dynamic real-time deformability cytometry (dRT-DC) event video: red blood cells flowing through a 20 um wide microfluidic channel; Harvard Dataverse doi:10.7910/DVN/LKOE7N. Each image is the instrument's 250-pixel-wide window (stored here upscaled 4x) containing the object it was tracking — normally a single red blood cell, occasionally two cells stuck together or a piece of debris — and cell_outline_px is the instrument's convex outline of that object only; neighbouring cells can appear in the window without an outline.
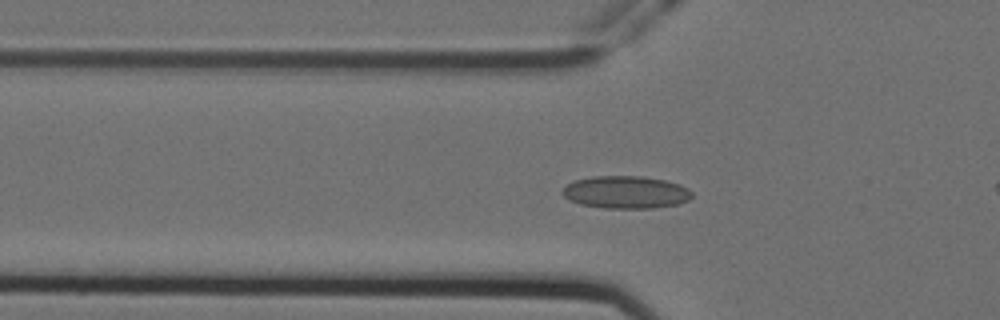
{"species": "Egyptian fruit bat (a non-hibernating species)", "species_latin": "Rousettus aegyptiacus", "temperature_condition": "cold", "stored_images_in_passage": 52, "camera_frame_rate_fps": 3000, "um_per_image_px": 0.085, "animal": {"sex": "female"}, "frame": {"image": 1, "passage_image": 19, "time_ms": 6.0, "image_size_px": [1000, 320], "cell_outline_px": [[692, 196], [688, 200], [676, 204], [652, 208], [604, 208], [580, 204], [568, 200], [560, 192], [568, 184], [576, 180], [592, 176], [640, 176], [664, 180], [680, 184], [688, 188], [692, 192]], "centroid_in_image_um": [53.18, 16.34], "position_along_channel_um": 72.6, "area_um2": 24.51}}
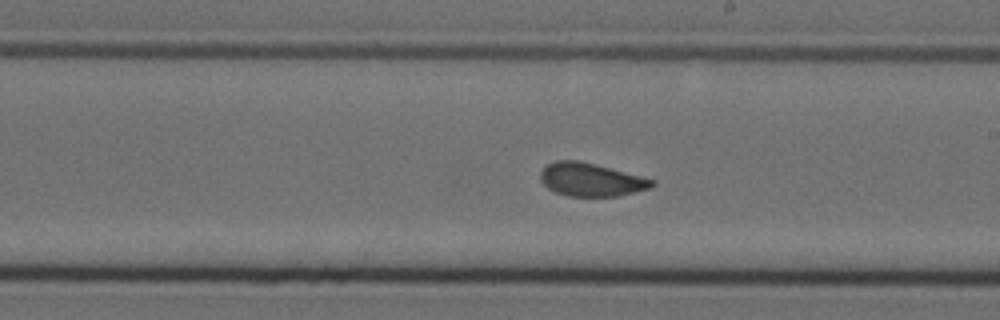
{"frame": {"image": 2, "passage_image": 33, "time_ms": 10.667, "image_size_px": [1000, 320], "cell_outline_px": [[656, 184], [652, 188], [616, 196], [568, 196], [556, 192], [548, 188], [540, 180], [540, 172], [548, 164], [556, 160], [580, 160], [596, 164], [656, 180]], "centroid_in_image_um": [50.25, 15.26], "position_along_channel_um": 238.7, "area_um2": 21.62}}
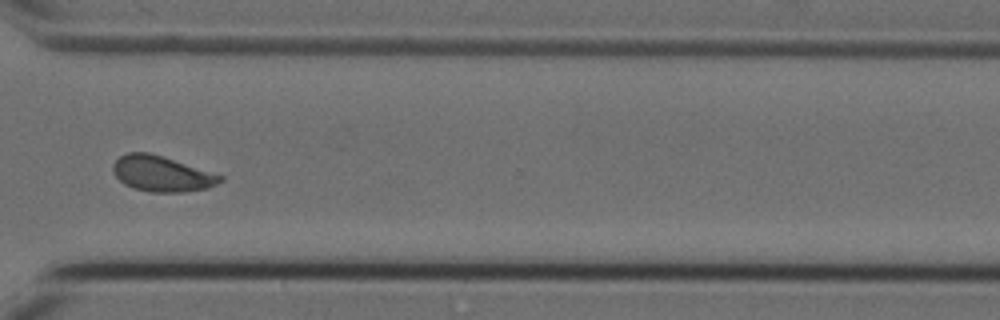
{"frame": {"image": 3, "passage_image": 43, "time_ms": 14.0, "image_size_px": [1000, 320], "cell_outline_px": [[224, 180], [208, 188], [184, 192], [152, 192], [132, 188], [124, 184], [116, 176], [112, 168], [112, 164], [120, 156], [128, 152], [148, 152], [164, 156], [224, 176]], "centroid_in_image_um": [13.75, 14.76], "position_along_channel_um": 356.8, "area_um2": 22.31}, "authors_computed_cell_mechanics": {"area_um2": 22.3686, "velocity_mm_per_s": 3.5448, "shape_relaxation_time_tau1_ms": null, "shape_relaxation_time_tau2_ms": 0.6517, "deformation_change_tau1": null, "deformation_change_tau2": 0.0689}}